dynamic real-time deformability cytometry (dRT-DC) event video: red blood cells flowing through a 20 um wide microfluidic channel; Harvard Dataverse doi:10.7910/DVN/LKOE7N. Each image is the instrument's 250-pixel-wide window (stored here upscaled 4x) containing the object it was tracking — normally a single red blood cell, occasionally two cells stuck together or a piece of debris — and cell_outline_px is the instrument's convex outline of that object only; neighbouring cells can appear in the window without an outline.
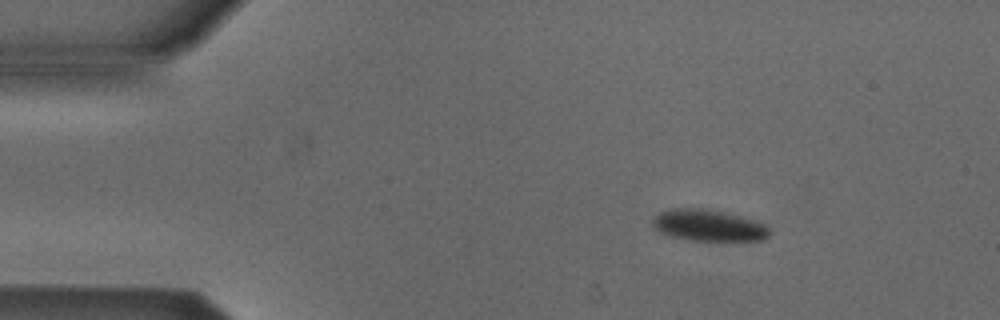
{"species": "Egyptian fruit bat (a non-hibernating species)", "species_latin": "Rousettus aegyptiacus", "temperature_condition": "cold", "stored_images_in_passage": 3, "camera_frame_rate_fps": 3000, "um_per_image_px": 0.085, "animal": {"sex": "male"}, "frame": {"image": 1, "passage_image": 1, "time_ms": 0.0, "image_size_px": [1000, 320], "cell_outline_px": [[772, 232], [764, 240], [688, 240], [672, 236], [660, 232], [652, 224], [652, 220], [660, 212], [672, 208], [700, 208], [724, 212], [756, 220], [764, 224]], "centroid_in_image_um": [60.24, 19.15], "position_along_channel_um": 24.8, "area_um2": 21.27}}